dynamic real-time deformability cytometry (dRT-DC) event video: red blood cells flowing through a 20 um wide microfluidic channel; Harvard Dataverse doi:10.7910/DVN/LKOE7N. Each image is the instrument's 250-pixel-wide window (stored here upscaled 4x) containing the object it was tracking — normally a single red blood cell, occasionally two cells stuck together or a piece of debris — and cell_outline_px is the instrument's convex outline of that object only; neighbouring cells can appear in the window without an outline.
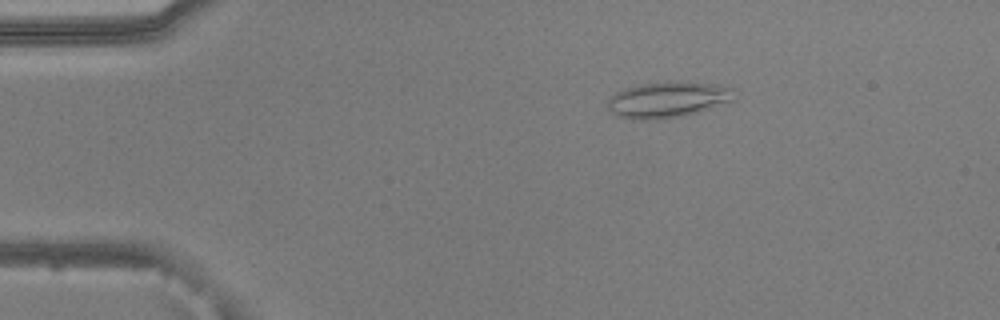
{"species": "common noctule bat (a hibernating species)", "species_latin": "Nyctalus noctula", "temperature_condition": "warm", "stored_images_in_passage": 49, "camera_frame_rate_fps": 3000, "um_per_image_px": 0.085, "animal": {"sex": "male", "body_mass_g": 20.5, "forearm_length_mm": 52.5}, "frame": {"image": 1, "passage_image": 6, "time_ms": 1.667, "image_size_px": [1000, 320], "cell_outline_px": [[736, 100], [684, 116], [656, 120], [632, 120], [616, 116], [608, 108], [608, 96], [624, 88], [640, 84], [668, 80], [676, 80], [716, 84], [736, 88]], "centroid_in_image_um": [56.79, 8.46], "position_along_channel_um": 28.2, "area_um2": 27.46}}
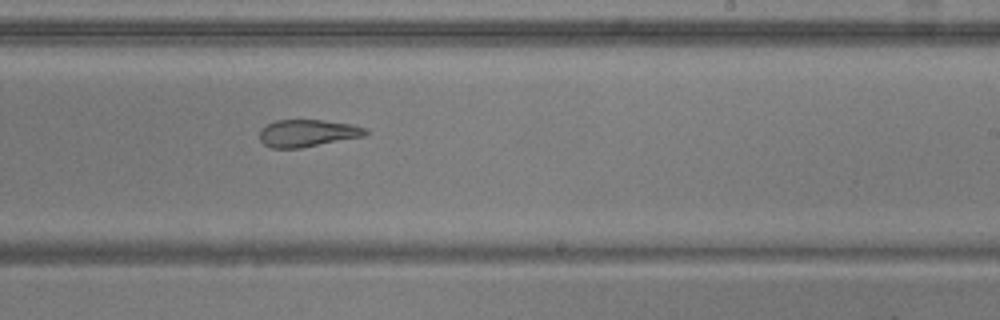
{"frame": {"image": 2, "passage_image": 29, "time_ms": 9.333, "image_size_px": [1000, 320], "cell_outline_px": [[368, 132], [364, 136], [300, 148], [272, 148], [264, 144], [260, 140], [260, 128], [264, 124], [276, 120], [324, 120], [352, 124], [368, 128]], "centroid_in_image_um": [26.12, 11.3], "position_along_channel_um": 262.9, "area_um2": 16.94}}
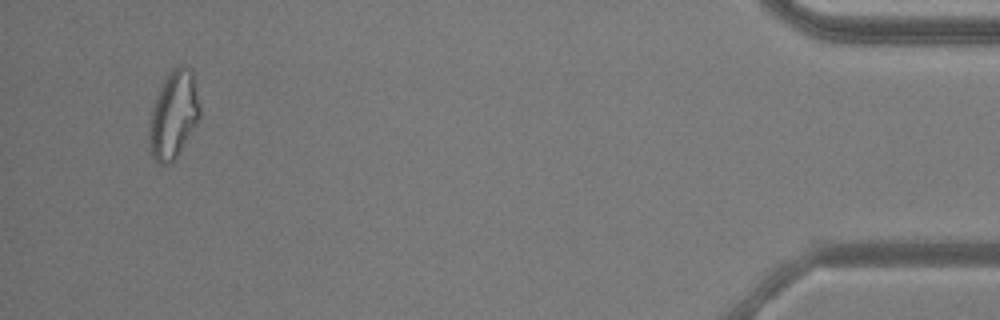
{"frame": {"image": 3, "passage_image": 47, "time_ms": 15.333, "image_size_px": [1000, 320], "cell_outline_px": [[200, 116], [196, 124], [176, 160], [172, 164], [160, 164], [152, 156], [148, 136], [148, 132], [152, 108], [156, 96], [168, 72], [172, 68], [180, 64], [188, 64], [192, 68], [200, 104]], "centroid_in_image_um": [14.77, 9.73], "position_along_channel_um": 420.4, "area_um2": 26.24}, "authors_computed_cell_mechanics": {"area_um2": 21.2704, "velocity_mm_per_s": 3.8584, "shape_relaxation_time_tau1_ms": null, "shape_relaxation_time_tau2_ms": 2.3477, "deformation_change_tau1": null, "deformation_change_tau2": 0.1197}}